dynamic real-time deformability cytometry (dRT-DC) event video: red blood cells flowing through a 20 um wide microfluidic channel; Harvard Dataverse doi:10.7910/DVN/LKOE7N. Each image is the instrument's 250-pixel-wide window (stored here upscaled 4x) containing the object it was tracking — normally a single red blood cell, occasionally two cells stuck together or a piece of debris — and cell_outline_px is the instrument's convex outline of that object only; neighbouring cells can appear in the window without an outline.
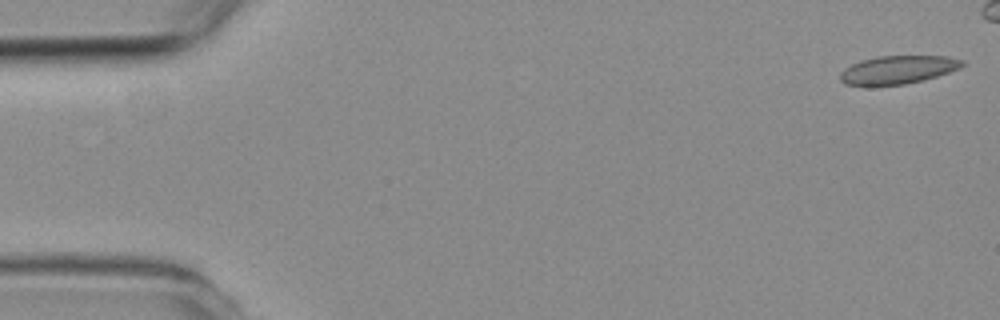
{"species": "common noctule bat (a hibernating species)", "species_latin": "Nyctalus noctula", "temperature_condition": "room temperature", "stored_images_in_passage": 5, "camera_frame_rate_fps": 3000, "um_per_image_px": 0.085, "animal": {"sex": "female", "body_mass_g": 19.3, "forearm_length_mm": 54.1}, "frame": {"image": 1, "passage_image": 1, "time_ms": 0.0, "image_size_px": [1000, 320], "cell_outline_px": [[968, 64], [960, 68], [924, 80], [904, 84], [844, 84], [840, 80], [840, 72], [844, 68], [852, 64], [864, 60], [880, 56], [948, 56], [964, 60]], "centroid_in_image_um": [76.39, 5.91], "position_along_channel_um": 8.6, "area_um2": 19.77}}